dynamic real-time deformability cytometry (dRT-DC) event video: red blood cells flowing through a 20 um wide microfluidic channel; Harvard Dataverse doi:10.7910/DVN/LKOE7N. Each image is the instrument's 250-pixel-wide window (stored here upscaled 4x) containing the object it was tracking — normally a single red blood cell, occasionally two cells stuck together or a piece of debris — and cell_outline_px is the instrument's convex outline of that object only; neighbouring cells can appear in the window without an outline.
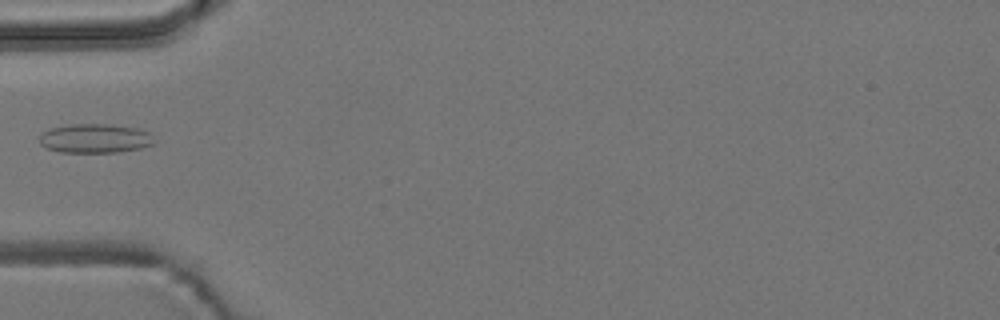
{"species": "common noctule bat (a hibernating species)", "species_latin": "Nyctalus noctula", "temperature_condition": "room temperature", "stored_images_in_passage": 5, "camera_frame_rate_fps": 3000, "um_per_image_px": 0.085, "animal": {"sex": "male", "body_mass_g": 19.2, "forearm_length_mm": 51.8}, "frame": {"image": 1, "passage_image": 5, "time_ms": 5.333, "image_size_px": [1000, 320], "cell_outline_px": [[156, 144], [140, 148], [116, 152], [60, 152], [48, 148], [40, 144], [40, 136], [44, 132], [52, 128], [72, 124], [112, 124], [136, 128], [148, 132]], "centroid_in_image_um": [8.1, 11.76], "position_along_channel_um": 76.9, "area_um2": 19.31}}